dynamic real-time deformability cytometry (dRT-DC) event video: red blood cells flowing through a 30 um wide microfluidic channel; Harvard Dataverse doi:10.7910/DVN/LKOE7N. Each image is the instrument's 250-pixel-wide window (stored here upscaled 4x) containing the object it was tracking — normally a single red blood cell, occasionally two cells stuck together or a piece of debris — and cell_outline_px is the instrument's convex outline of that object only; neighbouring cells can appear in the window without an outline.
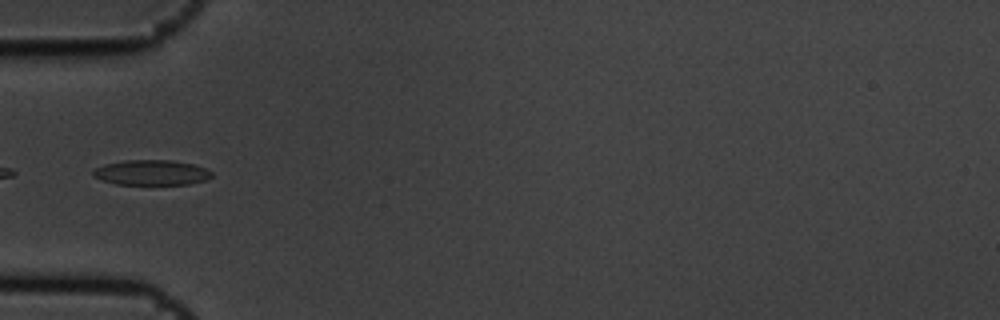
{"species": "common noctule bat (a hibernating species)", "species_latin": "Nyctalus noctula", "temperature_condition": "cold", "stored_images_in_passage": 1, "camera_frame_rate_fps": 3000, "um_per_image_px": 0.085, "animal": {"sex": "male", "body_mass_g": 19.5, "forearm_length_mm": 54.6}, "frame": {"image": 1, "passage_image": 1, "time_ms": 0.0, "image_size_px": [1000, 320], "cell_outline_px": [[212, 176], [204, 180], [188, 184], [116, 184], [92, 176], [92, 172], [96, 168], [104, 164], [124, 160], [172, 160], [192, 164], [204, 168], [212, 172]], "centroid_in_image_um": [12.85, 14.66], "position_along_channel_um": 72.1, "area_um2": 17.22}}